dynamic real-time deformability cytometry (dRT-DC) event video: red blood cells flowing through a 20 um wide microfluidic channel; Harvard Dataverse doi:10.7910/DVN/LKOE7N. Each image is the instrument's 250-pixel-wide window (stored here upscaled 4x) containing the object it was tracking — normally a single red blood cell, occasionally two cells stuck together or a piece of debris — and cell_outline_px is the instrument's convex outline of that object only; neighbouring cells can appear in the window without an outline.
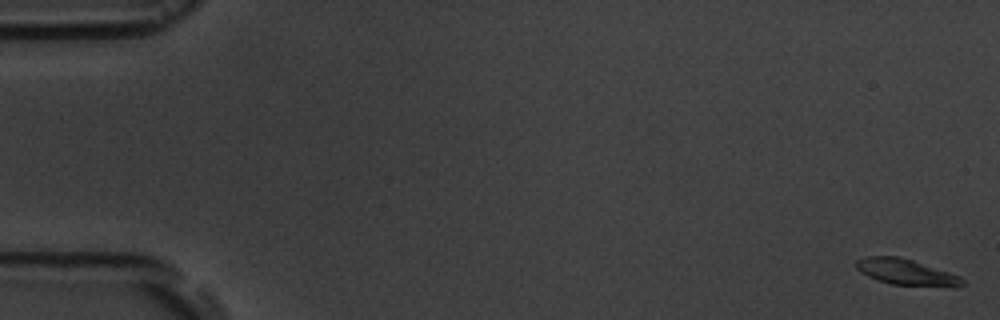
{"species": "common noctule bat (a hibernating species)", "species_latin": "Nyctalus noctula", "temperature_condition": "room temperature", "stored_images_in_passage": 5, "camera_frame_rate_fps": 3000, "um_per_image_px": 0.085, "animal": {"sex": "male", "body_mass_g": 19.5, "forearm_length_mm": 54.6}, "frame": {"image": 1, "passage_image": 1, "time_ms": 0.0, "image_size_px": [1000, 320], "cell_outline_px": [[964, 284], [956, 288], [952, 288], [892, 284], [868, 276], [860, 272], [856, 268], [856, 260], [868, 256], [900, 256], [960, 276], [964, 280]], "centroid_in_image_um": [77.07, 23.14], "position_along_channel_um": 7.9, "area_um2": 16.13}}
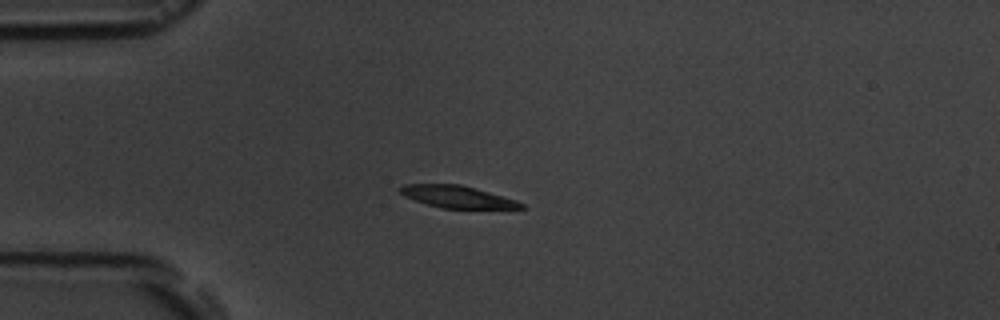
{"frame": {"image": 2, "passage_image": 5, "time_ms": 4.667, "image_size_px": [1000, 320], "cell_outline_px": [[524, 208], [440, 208], [404, 196], [400, 192], [400, 188], [404, 184], [460, 184], [516, 200], [524, 204]], "centroid_in_image_um": [38.85, 16.72], "position_along_channel_um": 46.2, "area_um2": 15.2}}